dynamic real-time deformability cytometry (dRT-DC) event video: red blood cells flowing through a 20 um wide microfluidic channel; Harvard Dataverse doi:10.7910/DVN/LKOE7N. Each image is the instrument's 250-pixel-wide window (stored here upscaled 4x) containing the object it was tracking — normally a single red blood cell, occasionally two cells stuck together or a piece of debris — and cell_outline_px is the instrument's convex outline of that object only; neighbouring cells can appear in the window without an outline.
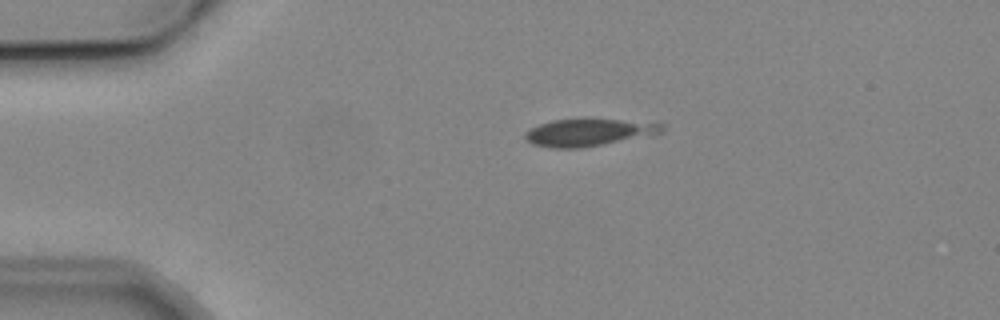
{"species": "common noctule bat (a hibernating species)", "species_latin": "Nyctalus noctula", "temperature_condition": "cold", "stored_images_in_passage": 3, "camera_frame_rate_fps": 3000, "um_per_image_px": 0.085, "animal": {"sex": "male", "body_mass_g": 19.2, "forearm_length_mm": 51.8}, "frame": {"image": 1, "passage_image": 1, "time_ms": 0.0, "image_size_px": [1000, 320], "cell_outline_px": [[664, 128], [660, 132], [580, 148], [552, 148], [532, 144], [524, 136], [524, 132], [540, 124], [552, 120], [584, 116], [664, 124]], "centroid_in_image_um": [49.93, 11.2], "position_along_channel_um": 35.1, "area_um2": 21.79}}